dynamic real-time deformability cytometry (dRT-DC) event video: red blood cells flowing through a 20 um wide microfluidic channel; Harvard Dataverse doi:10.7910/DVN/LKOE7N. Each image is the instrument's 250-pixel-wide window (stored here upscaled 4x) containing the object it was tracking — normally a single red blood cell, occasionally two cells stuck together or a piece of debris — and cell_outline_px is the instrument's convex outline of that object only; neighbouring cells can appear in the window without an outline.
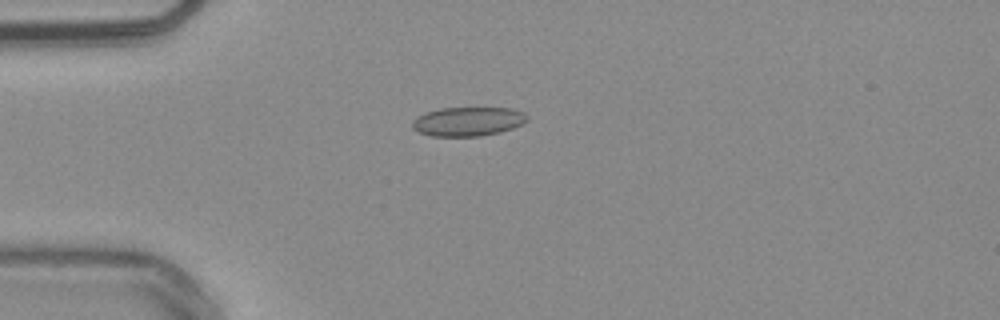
{"species": "common noctule bat (a hibernating species)", "species_latin": "Nyctalus noctula", "temperature_condition": "warm", "stored_images_in_passage": 40, "camera_frame_rate_fps": 3000, "um_per_image_px": 0.085, "animal": {"sex": "male", "body_mass_g": 20.4}, "frame": {"image": 1, "passage_image": 1, "time_ms": 0.0, "image_size_px": [1000, 320], "cell_outline_px": [[528, 120], [524, 124], [500, 132], [480, 136], [432, 136], [420, 132], [412, 128], [412, 120], [416, 116], [424, 112], [440, 108], [512, 108], [524, 112], [528, 116]], "centroid_in_image_um": [39.78, 10.32], "position_along_channel_um": 45.2, "area_um2": 19.65}}
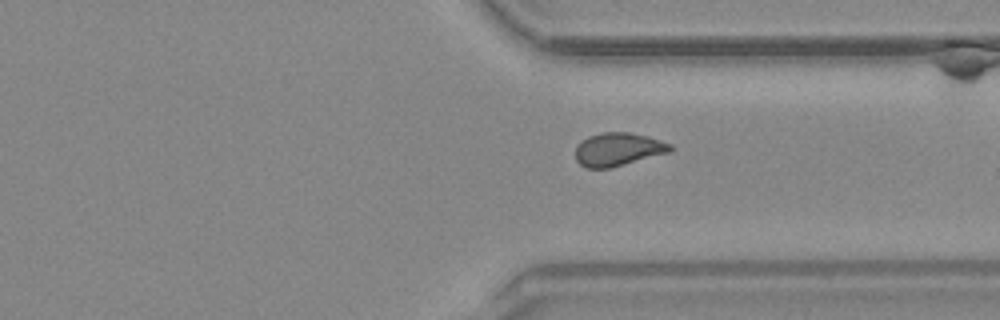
{"frame": {"image": 2, "passage_image": 27, "time_ms": 8.667, "image_size_px": [1000, 320], "cell_outline_px": [[672, 152], [608, 168], [584, 168], [576, 160], [576, 148], [588, 136], [604, 132], [628, 132], [648, 136], [672, 144]], "centroid_in_image_um": [52.57, 12.69], "position_along_channel_um": 358.8, "area_um2": 18.26}}
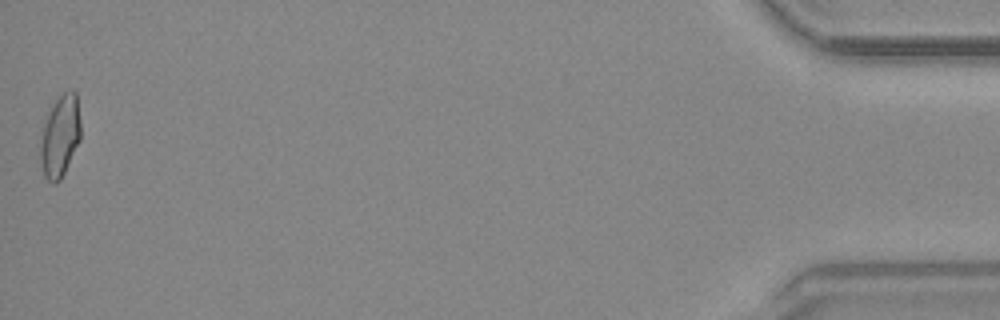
{"frame": {"image": 3, "passage_image": 40, "time_ms": 13.0, "image_size_px": [1000, 320], "cell_outline_px": [[80, 140], [60, 180], [56, 184], [52, 184], [44, 176], [40, 160], [40, 128], [52, 104], [64, 92], [72, 88], [76, 92], [80, 120]], "centroid_in_image_um": [5.08, 11.55], "position_along_channel_um": 430.1, "area_um2": 19.54}, "authors_computed_cell_mechanics": {"area_um2": 18.1492, "velocity_mm_per_s": 3.8436, "shape_relaxation_time_tau1_ms": null, "shape_relaxation_time_tau2_ms": 1.2292, "deformation_change_tau1": null, "deformation_change_tau2": 0.0643}}